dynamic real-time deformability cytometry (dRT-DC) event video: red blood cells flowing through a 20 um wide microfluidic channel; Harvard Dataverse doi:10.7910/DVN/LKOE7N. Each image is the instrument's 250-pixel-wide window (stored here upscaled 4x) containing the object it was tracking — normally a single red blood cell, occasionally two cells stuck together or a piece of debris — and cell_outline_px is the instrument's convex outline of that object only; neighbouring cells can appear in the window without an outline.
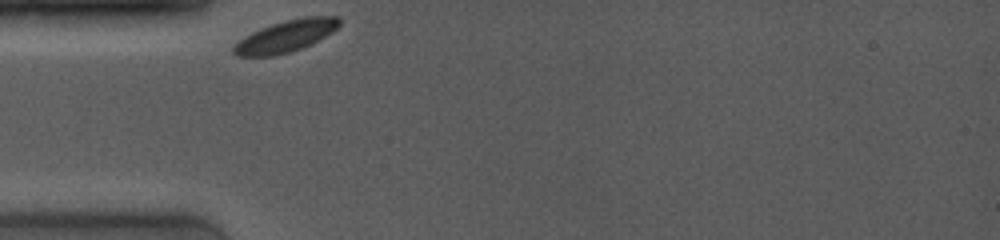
{"species": "common noctule bat (a hibernating species)", "species_latin": "Nyctalus noctula", "temperature_condition": "room temperature", "stored_images_in_passage": 42, "camera_frame_rate_fps": 4000, "um_per_image_px": 0.085, "animal": {"sex": "female", "body_mass_g": 19.0, "forearm_length_mm": 53.3}, "frame": {"image": 1, "passage_image": 1, "time_ms": 0.0, "image_size_px": [1000, 240], "cell_outline_px": [[340, 24], [332, 32], [300, 48], [288, 52], [272, 56], [236, 56], [232, 52], [232, 48], [244, 36], [260, 28], [284, 20], [304, 16], [340, 16]], "centroid_in_image_um": [24.27, 3.05], "position_along_channel_um": 60.7, "area_um2": 19.31}}
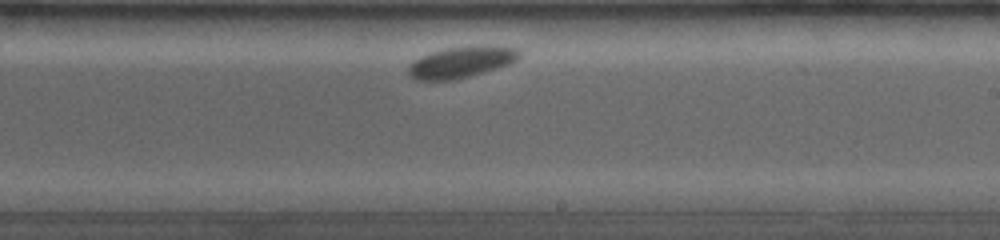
{"frame": {"image": 2, "passage_image": 23, "time_ms": 5.5, "image_size_px": [1000, 240], "cell_outline_px": [[520, 56], [512, 64], [456, 80], [416, 80], [408, 76], [408, 64], [412, 60], [428, 52], [444, 48], [484, 44], [520, 48]], "centroid_in_image_um": [39.21, 5.26], "position_along_channel_um": 249.8, "area_um2": 20.92}}
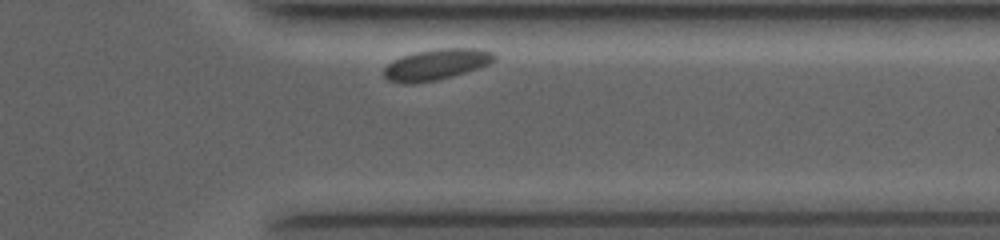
{"frame": {"image": 3, "passage_image": 39, "time_ms": 9.0, "image_size_px": [1000, 240], "cell_outline_px": [[496, 60], [488, 64], [440, 80], [412, 84], [404, 84], [388, 80], [384, 76], [384, 68], [392, 60], [416, 52], [440, 48], [480, 48], [492, 52], [496, 56]], "centroid_in_image_um": [37.08, 5.49], "position_along_channel_um": 374.3, "area_um2": 19.88}}